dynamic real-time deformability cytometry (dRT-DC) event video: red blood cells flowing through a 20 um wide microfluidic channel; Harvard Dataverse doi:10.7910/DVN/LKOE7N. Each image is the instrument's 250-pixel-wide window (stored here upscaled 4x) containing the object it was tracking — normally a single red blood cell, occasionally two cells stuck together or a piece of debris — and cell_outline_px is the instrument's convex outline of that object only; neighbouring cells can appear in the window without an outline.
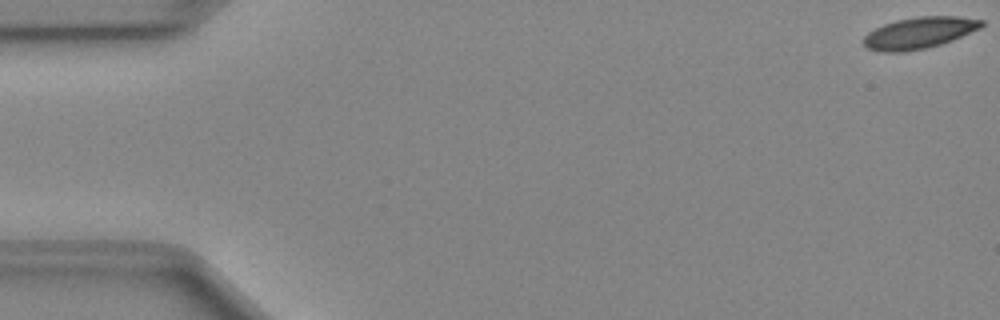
{"species": "Egyptian fruit bat (a non-hibernating species)", "species_latin": "Rousettus aegyptiacus", "temperature_condition": "cold", "stored_images_in_passage": 51, "camera_frame_rate_fps": 3000, "um_per_image_px": 0.085, "animal": {"sex": "female"}, "frame": {"image": 1, "passage_image": 1, "time_ms": 0.0, "image_size_px": [1000, 320], "cell_outline_px": [[984, 24], [980, 28], [952, 40], [940, 44], [924, 48], [904, 52], [880, 52], [868, 48], [864, 44], [864, 36], [868, 32], [884, 24], [896, 20], [916, 16], [960, 16], [984, 20]], "centroid_in_image_um": [78.14, 2.78], "position_along_channel_um": 6.9, "area_um2": 21.56}}
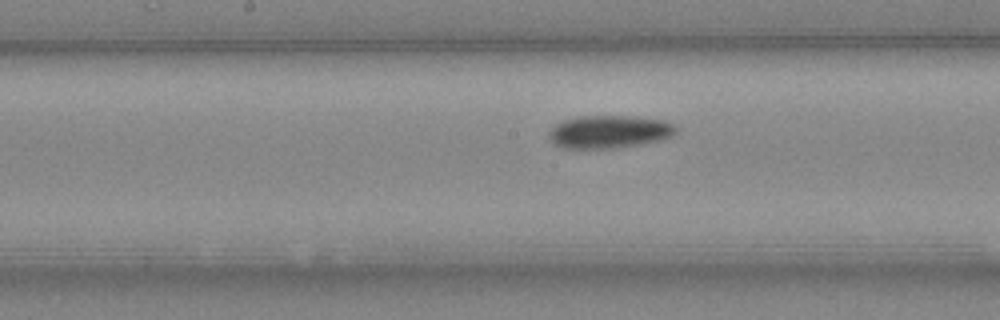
{"frame": {"image": 2, "passage_image": 26, "time_ms": 8.333, "image_size_px": [1000, 320], "cell_outline_px": [[676, 132], [672, 136], [660, 140], [640, 144], [612, 148], [564, 148], [552, 144], [548, 136], [548, 132], [556, 124], [564, 120], [580, 116], [636, 116], [664, 120], [676, 124]], "centroid_in_image_um": [51.79, 11.19], "position_along_channel_um": 196.4, "area_um2": 24.45}}
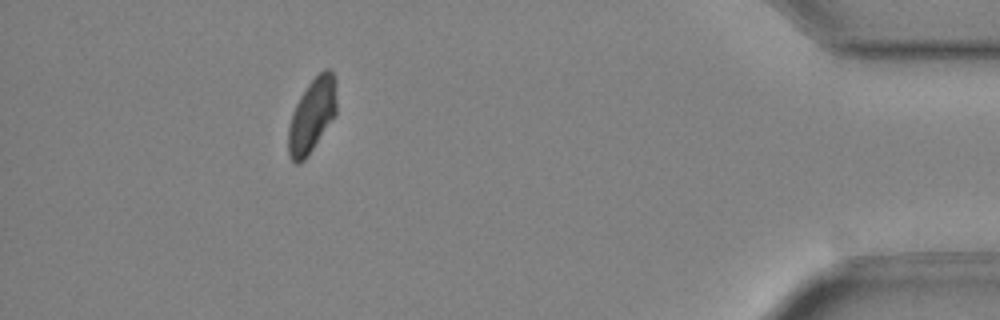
{"frame": {"image": 3, "passage_image": 46, "time_ms": 15.0, "image_size_px": [1000, 320], "cell_outline_px": [[336, 116], [304, 160], [296, 164], [288, 156], [288, 128], [292, 112], [300, 96], [308, 84], [324, 68], [328, 68], [336, 76]], "centroid_in_image_um": [26.53, 9.79], "position_along_channel_um": 408.7, "area_um2": 20.92}}